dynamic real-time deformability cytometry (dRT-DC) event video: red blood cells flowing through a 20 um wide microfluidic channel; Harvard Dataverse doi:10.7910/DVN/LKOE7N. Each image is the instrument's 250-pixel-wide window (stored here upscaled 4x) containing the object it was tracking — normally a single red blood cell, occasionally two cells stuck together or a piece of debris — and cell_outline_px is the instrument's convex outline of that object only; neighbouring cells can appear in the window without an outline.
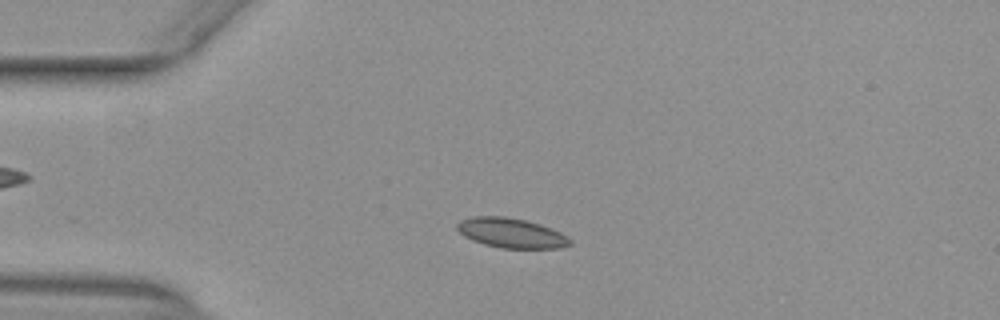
{"species": "common noctule bat (a hibernating species)", "species_latin": "Nyctalus noctula", "temperature_condition": "warm", "stored_images_in_passage": 49, "camera_frame_rate_fps": 3000, "um_per_image_px": 0.085, "animal": {"sex": "female", "body_mass_g": 29.2, "forearm_length_mm": 56.3}, "frame": {"image": 1, "passage_image": 10, "time_ms": 3.0, "image_size_px": [1000, 320], "cell_outline_px": [[572, 244], [560, 248], [500, 248], [484, 244], [472, 240], [464, 236], [456, 228], [456, 224], [460, 220], [472, 216], [504, 216], [524, 220], [540, 224], [560, 232], [568, 236], [572, 240]], "centroid_in_image_um": [43.45, 19.8], "position_along_channel_um": 41.5, "area_um2": 19.65}}
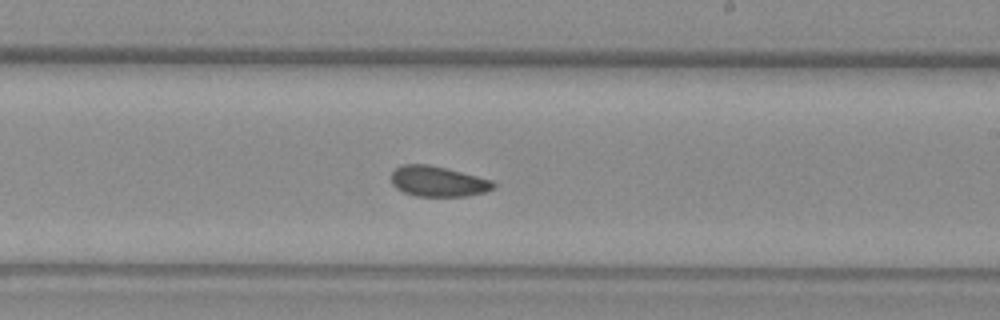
{"frame": {"image": 2, "passage_image": 28, "time_ms": 9.0, "image_size_px": [1000, 320], "cell_outline_px": [[496, 188], [484, 192], [468, 196], [416, 196], [404, 192], [396, 188], [392, 184], [392, 172], [396, 168], [404, 164], [428, 164], [492, 180], [496, 184]], "centroid_in_image_um": [37.23, 15.43], "position_along_channel_um": 251.8, "area_um2": 17.98}}
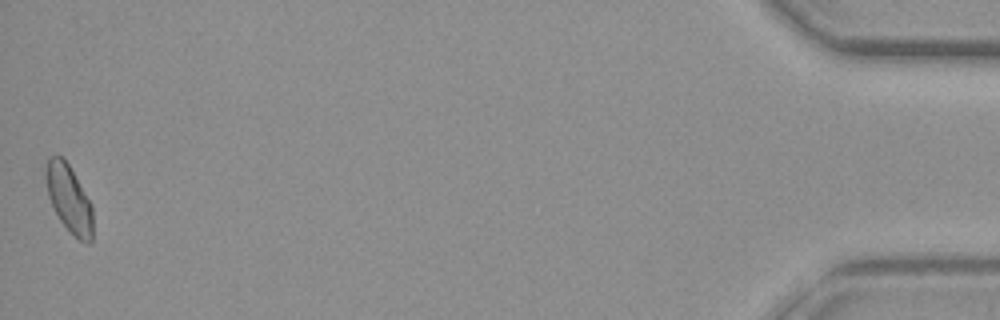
{"frame": {"image": 3, "passage_image": 49, "time_ms": 16.0, "image_size_px": [1000, 320], "cell_outline_px": [[92, 240], [88, 244], [80, 240], [60, 220], [48, 196], [44, 176], [44, 172], [48, 156], [60, 156], [68, 164], [92, 204]], "centroid_in_image_um": [5.85, 16.86], "position_along_channel_um": 429.4, "area_um2": 18.21}, "authors_computed_cell_mechanics": {"area_um2": 18.7272, "velocity_mm_per_s": 3.9617, "shape_relaxation_time_tau1_ms": 6.3041, "shape_relaxation_time_tau2_ms": 2.2635, "deformation_change_tau1": 0.0786, "deformation_change_tau2": 0.056}}